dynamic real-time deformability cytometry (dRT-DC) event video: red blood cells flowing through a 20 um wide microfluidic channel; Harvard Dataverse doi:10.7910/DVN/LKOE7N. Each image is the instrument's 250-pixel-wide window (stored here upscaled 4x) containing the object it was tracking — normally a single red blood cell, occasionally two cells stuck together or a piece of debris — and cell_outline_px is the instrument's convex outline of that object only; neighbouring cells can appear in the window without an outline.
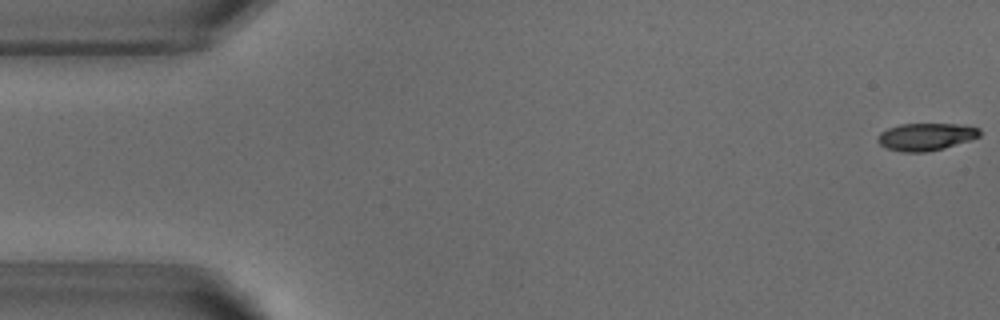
{"species": "common noctule bat (a hibernating species)", "species_latin": "Nyctalus noctula", "temperature_condition": "warm", "stored_images_in_passage": 52, "camera_frame_rate_fps": 3000, "um_per_image_px": 0.085, "animal": {"sex": "male", "body_mass_g": 18.8}, "frame": {"image": 1, "passage_image": 1, "time_ms": 0.0, "image_size_px": [1000, 320], "cell_outline_px": [[980, 136], [944, 148], [924, 152], [900, 152], [888, 148], [880, 144], [876, 140], [876, 136], [880, 132], [888, 128], [900, 124], [956, 124], [980, 128]], "centroid_in_image_um": [78.65, 11.62], "position_along_channel_um": 6.3, "area_um2": 16.18}}
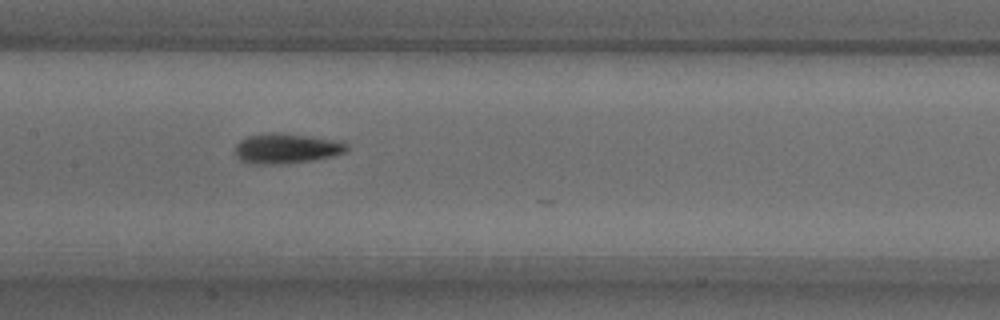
{"frame": {"image": 2, "passage_image": 25, "time_ms": 8.0, "image_size_px": [1000, 320], "cell_outline_px": [[348, 148], [344, 152], [332, 156], [312, 160], [284, 164], [248, 164], [240, 160], [236, 156], [236, 144], [240, 140], [248, 136], [264, 132], [276, 132], [312, 136], [340, 140], [348, 144]], "centroid_in_image_um": [24.33, 12.61], "position_along_channel_um": 183.1, "area_um2": 19.88}}
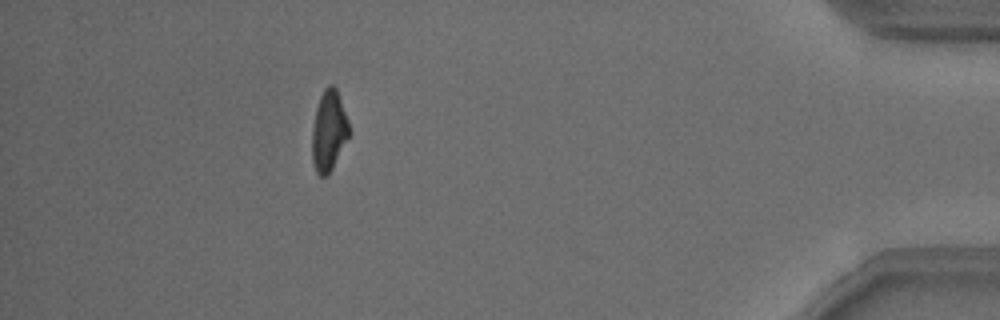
{"frame": {"image": 3, "passage_image": 47, "time_ms": 15.333, "image_size_px": [1000, 320], "cell_outline_px": [[352, 132], [332, 168], [324, 176], [320, 176], [316, 172], [312, 160], [312, 128], [316, 108], [320, 96], [324, 88], [328, 84], [332, 84], [336, 88], [348, 120]], "centroid_in_image_um": [27.96, 11.1], "position_along_channel_um": 407.2, "area_um2": 17.46}, "authors_computed_cell_mechanics": {"area_um2": 17.9758, "velocity_mm_per_s": 3.8313, "shape_relaxation_time_tau1_ms": 2.3694, "shape_relaxation_time_tau2_ms": 4.1279, "deformation_change_tau1": 0.1856, "deformation_change_tau2": 0.1438}}